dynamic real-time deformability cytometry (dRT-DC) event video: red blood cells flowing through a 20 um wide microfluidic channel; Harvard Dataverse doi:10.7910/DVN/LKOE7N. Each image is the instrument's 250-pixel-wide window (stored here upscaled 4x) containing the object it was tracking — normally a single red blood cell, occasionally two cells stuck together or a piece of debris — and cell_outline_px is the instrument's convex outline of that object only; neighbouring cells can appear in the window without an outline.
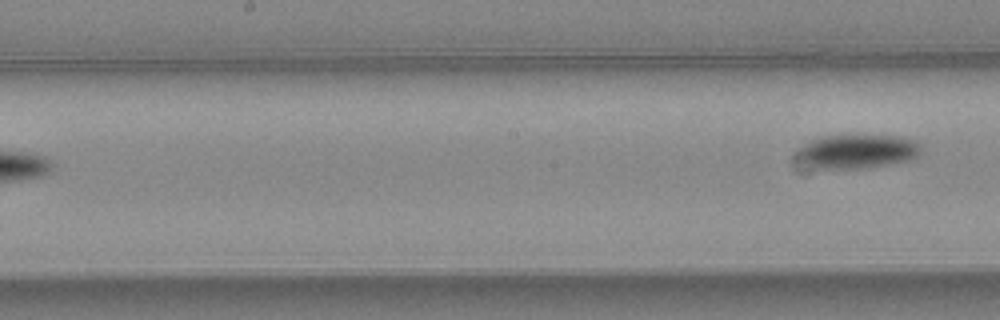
{"species": "common noctule bat (a hibernating species)", "species_latin": "Nyctalus noctula", "temperature_condition": "warm", "stored_images_in_passage": 7, "segment_of_instrument_passage": [2, 2], "camera_frame_rate_fps": 3000, "um_per_image_px": 0.085, "animal": {"sex": "female", "body_mass_g": 24.6, "forearm_length_mm": 56.2}, "frame": {"image": 1, "passage_image": 7, "time_ms": 2.0, "image_size_px": [1000, 320], "cell_outline_px": [[920, 152], [912, 160], [864, 168], [816, 168], [796, 156], [796, 152], [804, 144], [812, 140], [824, 136], [896, 136], [912, 140], [920, 144]], "centroid_in_image_um": [72.89, 12.87], "position_along_channel_um": 175.3, "area_um2": 23.93}}